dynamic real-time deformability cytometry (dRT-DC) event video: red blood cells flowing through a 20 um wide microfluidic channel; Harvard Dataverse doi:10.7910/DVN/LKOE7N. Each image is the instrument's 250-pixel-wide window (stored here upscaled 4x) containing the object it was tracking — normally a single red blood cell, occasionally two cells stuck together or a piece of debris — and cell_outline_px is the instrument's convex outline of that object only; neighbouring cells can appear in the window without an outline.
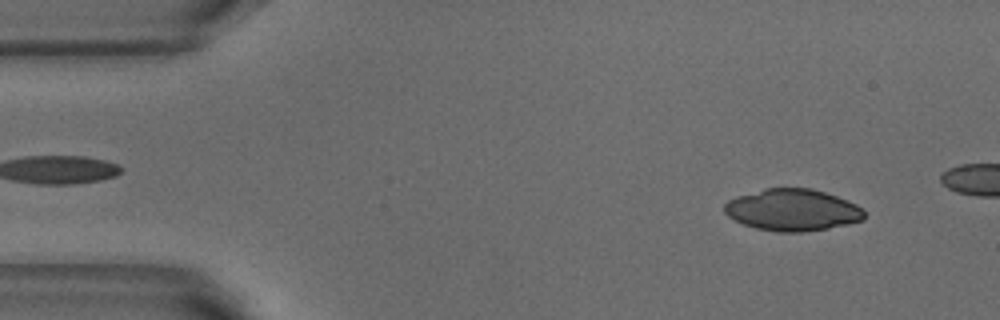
{"species": "common noctule bat (a hibernating species)", "species_latin": "Nyctalus noctula", "temperature_condition": "warm", "stored_images_in_passage": 3, "camera_frame_rate_fps": 3000, "um_per_image_px": 0.085, "animal": {"sex": "male", "body_mass_g": 18.8}, "frame": {"image": 1, "passage_image": 1, "time_ms": 0.0, "image_size_px": [1000, 320], "cell_outline_px": [[864, 220], [848, 224], [828, 228], [804, 232], [776, 232], [756, 228], [744, 224], [728, 216], [724, 212], [724, 204], [728, 200], [736, 196], [764, 188], [812, 188], [848, 200], [856, 204], [864, 212]], "centroid_in_image_um": [67.35, 17.84], "position_along_channel_um": 17.7, "area_um2": 34.1}}